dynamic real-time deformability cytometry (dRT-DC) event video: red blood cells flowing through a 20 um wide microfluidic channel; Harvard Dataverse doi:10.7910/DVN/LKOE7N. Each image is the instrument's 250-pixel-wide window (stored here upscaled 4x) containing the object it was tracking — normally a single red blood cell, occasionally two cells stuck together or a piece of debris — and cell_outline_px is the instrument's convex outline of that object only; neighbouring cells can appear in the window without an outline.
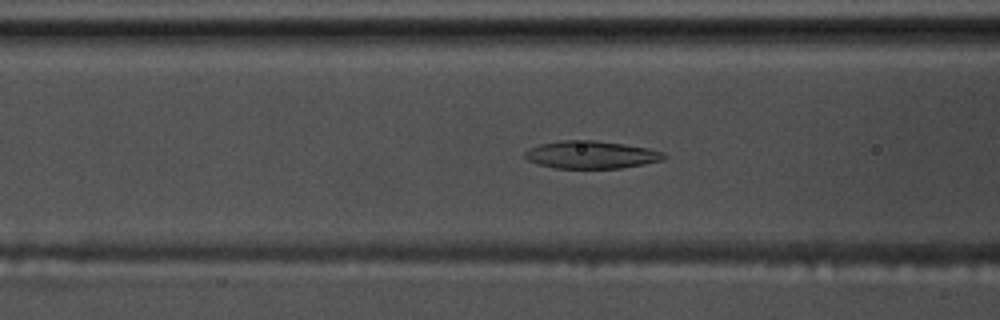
{"species": "common noctule bat (a hibernating species)", "species_latin": "Nyctalus noctula", "temperature_condition": "warm", "stored_images_in_passage": 56, "camera_frame_rate_fps": 3000, "um_per_image_px": 0.085, "animal": {"sex": "male", "body_mass_g": 17.5, "forearm_length_mm": 52.3}, "frame": {"image": 1, "passage_image": 23, "time_ms": 7.333, "image_size_px": [1000, 320], "cell_outline_px": [[668, 156], [664, 160], [644, 164], [620, 168], [556, 168], [536, 164], [528, 160], [524, 156], [524, 152], [528, 148], [540, 144], [560, 140], [596, 140], [648, 148], [664, 152]], "centroid_in_image_um": [50.24, 13.15], "position_along_channel_um": 116.4, "area_um2": 22.54}}
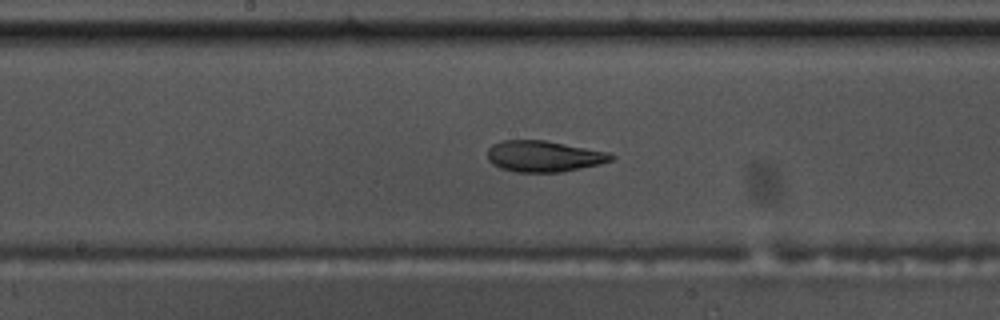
{"frame": {"image": 2, "passage_image": 30, "time_ms": 9.667, "image_size_px": [1000, 320], "cell_outline_px": [[616, 156], [612, 160], [600, 164], [560, 172], [516, 172], [500, 168], [492, 164], [488, 160], [488, 148], [492, 144], [504, 140], [544, 140], [608, 152]], "centroid_in_image_um": [46.2, 13.28], "position_along_channel_um": 202.0, "area_um2": 22.37}}
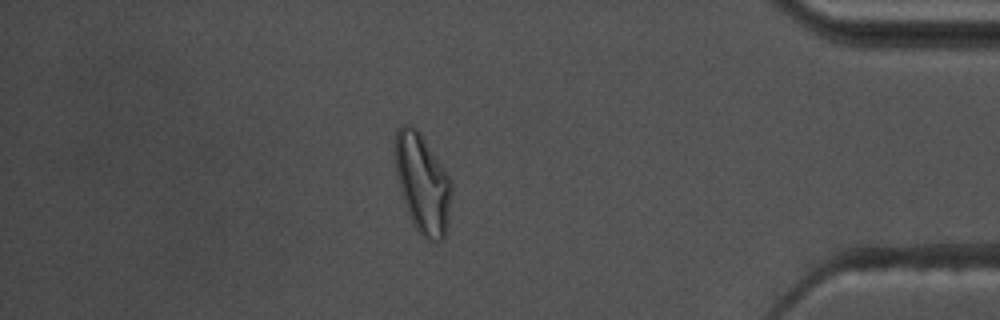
{"frame": {"image": 3, "passage_image": 49, "time_ms": 16.0, "image_size_px": [1000, 320], "cell_outline_px": [[452, 188], [448, 228], [444, 240], [432, 244], [412, 224], [400, 188], [396, 172], [396, 128], [404, 124], [412, 124], [420, 132], [452, 180]], "centroid_in_image_um": [35.96, 15.63], "position_along_channel_um": 399.2, "area_um2": 32.71}, "authors_computed_cell_mechanics": {"area_um2": 24.3049, "velocity_mm_per_s": 3.6835, "shape_relaxation_time_tau1_ms": 10.6518, "shape_relaxation_time_tau2_ms": 2.495, "deformation_change_tau1": 0.2735, "deformation_change_tau2": 0.0903}}